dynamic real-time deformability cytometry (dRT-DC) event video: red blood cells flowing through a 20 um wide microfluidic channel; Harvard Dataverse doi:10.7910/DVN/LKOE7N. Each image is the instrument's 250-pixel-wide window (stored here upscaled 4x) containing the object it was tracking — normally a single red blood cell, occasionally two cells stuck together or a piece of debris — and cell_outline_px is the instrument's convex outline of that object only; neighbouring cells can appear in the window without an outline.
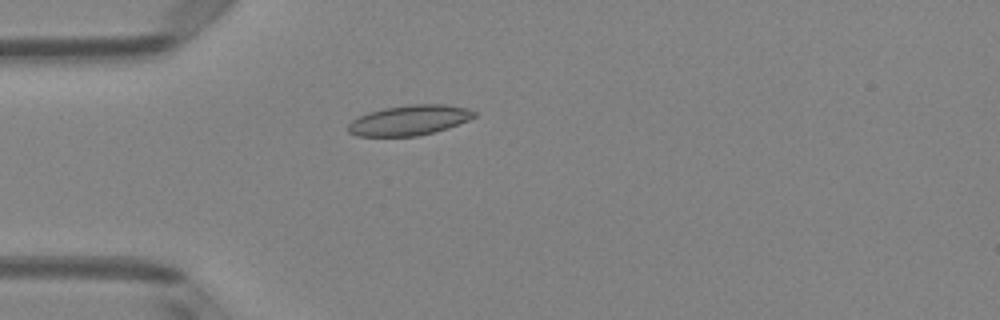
{"species": "Egyptian fruit bat (a non-hibernating species)", "species_latin": "Rousettus aegyptiacus", "temperature_condition": "room temperature", "stored_images_in_passage": 5, "camera_frame_rate_fps": 3000, "um_per_image_px": 0.085, "animal": {"sex": "female"}, "frame": {"image": 1, "passage_image": 5, "time_ms": 1.333, "image_size_px": [1000, 320], "cell_outline_px": [[476, 116], [468, 120], [448, 128], [436, 132], [416, 136], [356, 136], [348, 132], [348, 124], [356, 116], [368, 112], [384, 108], [408, 104], [444, 104], [468, 108], [476, 112]], "centroid_in_image_um": [34.78, 10.21], "position_along_channel_um": 50.2, "area_um2": 22.37}}